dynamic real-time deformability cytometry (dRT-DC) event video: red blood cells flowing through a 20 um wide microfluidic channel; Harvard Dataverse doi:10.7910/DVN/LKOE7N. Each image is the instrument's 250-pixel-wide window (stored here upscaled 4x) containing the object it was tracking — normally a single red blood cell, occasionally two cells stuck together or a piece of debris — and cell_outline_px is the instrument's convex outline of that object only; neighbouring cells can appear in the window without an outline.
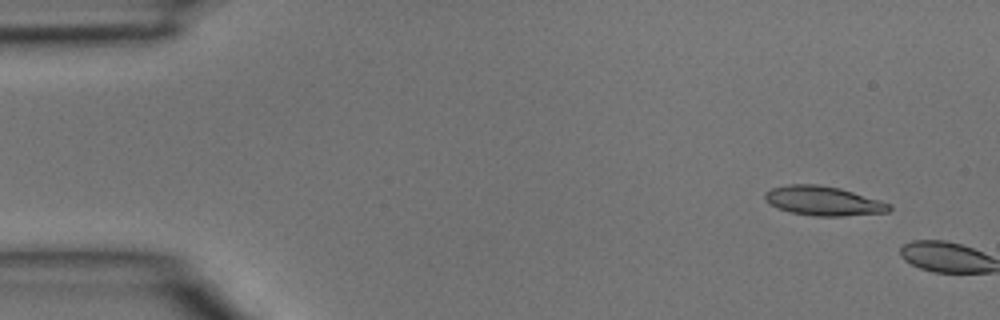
{"species": "common noctule bat (a hibernating species)", "species_latin": "Nyctalus noctula", "temperature_condition": "room temperature", "stored_images_in_passage": 2, "camera_frame_rate_fps": 3000, "um_per_image_px": 0.085, "animal": {"sex": "male", "body_mass_g": 15.6}, "frame": {"image": 1, "passage_image": 1, "time_ms": 0.0, "image_size_px": [1000, 320], "cell_outline_px": [[892, 208], [888, 212], [844, 216], [812, 216], [788, 212], [764, 200], [764, 192], [772, 188], [788, 184], [816, 184], [840, 188], [880, 200], [892, 204]], "centroid_in_image_um": [69.99, 17.08], "position_along_channel_um": 15.0, "area_um2": 21.33}}